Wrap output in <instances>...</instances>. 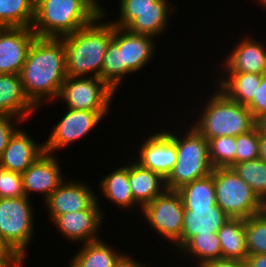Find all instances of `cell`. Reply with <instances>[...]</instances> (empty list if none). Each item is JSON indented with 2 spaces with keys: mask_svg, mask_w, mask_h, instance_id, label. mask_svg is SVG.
Instances as JSON below:
<instances>
[{
  "mask_svg": "<svg viewBox=\"0 0 266 267\" xmlns=\"http://www.w3.org/2000/svg\"><path fill=\"white\" fill-rule=\"evenodd\" d=\"M19 75L26 97L37 109L45 101L57 99L67 77L63 40L36 37Z\"/></svg>",
  "mask_w": 266,
  "mask_h": 267,
  "instance_id": "1",
  "label": "cell"
},
{
  "mask_svg": "<svg viewBox=\"0 0 266 267\" xmlns=\"http://www.w3.org/2000/svg\"><path fill=\"white\" fill-rule=\"evenodd\" d=\"M104 13L98 0H36L32 30L40 38H61Z\"/></svg>",
  "mask_w": 266,
  "mask_h": 267,
  "instance_id": "2",
  "label": "cell"
},
{
  "mask_svg": "<svg viewBox=\"0 0 266 267\" xmlns=\"http://www.w3.org/2000/svg\"><path fill=\"white\" fill-rule=\"evenodd\" d=\"M105 14L104 9V13L90 25L61 37L66 50L67 76L86 77L90 74L102 79L104 55L113 39V24L100 21Z\"/></svg>",
  "mask_w": 266,
  "mask_h": 267,
  "instance_id": "3",
  "label": "cell"
},
{
  "mask_svg": "<svg viewBox=\"0 0 266 267\" xmlns=\"http://www.w3.org/2000/svg\"><path fill=\"white\" fill-rule=\"evenodd\" d=\"M207 101L202 115L192 124L206 140L222 136L236 137L257 125L247 106L229 99L218 88Z\"/></svg>",
  "mask_w": 266,
  "mask_h": 267,
  "instance_id": "4",
  "label": "cell"
},
{
  "mask_svg": "<svg viewBox=\"0 0 266 267\" xmlns=\"http://www.w3.org/2000/svg\"><path fill=\"white\" fill-rule=\"evenodd\" d=\"M183 137L173 134L177 161L168 177L166 188L178 190L184 184L206 177L213 167L209 157V143L192 125Z\"/></svg>",
  "mask_w": 266,
  "mask_h": 267,
  "instance_id": "5",
  "label": "cell"
},
{
  "mask_svg": "<svg viewBox=\"0 0 266 267\" xmlns=\"http://www.w3.org/2000/svg\"><path fill=\"white\" fill-rule=\"evenodd\" d=\"M217 205L231 218L246 219L265 210V203L232 168L213 169Z\"/></svg>",
  "mask_w": 266,
  "mask_h": 267,
  "instance_id": "6",
  "label": "cell"
},
{
  "mask_svg": "<svg viewBox=\"0 0 266 267\" xmlns=\"http://www.w3.org/2000/svg\"><path fill=\"white\" fill-rule=\"evenodd\" d=\"M119 4L120 18L111 22L114 26L153 37L167 30L169 12L175 9L167 0H120Z\"/></svg>",
  "mask_w": 266,
  "mask_h": 267,
  "instance_id": "7",
  "label": "cell"
},
{
  "mask_svg": "<svg viewBox=\"0 0 266 267\" xmlns=\"http://www.w3.org/2000/svg\"><path fill=\"white\" fill-rule=\"evenodd\" d=\"M32 202L26 196L0 198V233L24 259L34 236Z\"/></svg>",
  "mask_w": 266,
  "mask_h": 267,
  "instance_id": "8",
  "label": "cell"
},
{
  "mask_svg": "<svg viewBox=\"0 0 266 267\" xmlns=\"http://www.w3.org/2000/svg\"><path fill=\"white\" fill-rule=\"evenodd\" d=\"M116 92L99 77L67 76L57 100H64L67 108L93 112H109Z\"/></svg>",
  "mask_w": 266,
  "mask_h": 267,
  "instance_id": "9",
  "label": "cell"
},
{
  "mask_svg": "<svg viewBox=\"0 0 266 267\" xmlns=\"http://www.w3.org/2000/svg\"><path fill=\"white\" fill-rule=\"evenodd\" d=\"M149 224L166 240L176 244L182 234L185 208L177 190L166 189L142 208Z\"/></svg>",
  "mask_w": 266,
  "mask_h": 267,
  "instance_id": "10",
  "label": "cell"
},
{
  "mask_svg": "<svg viewBox=\"0 0 266 267\" xmlns=\"http://www.w3.org/2000/svg\"><path fill=\"white\" fill-rule=\"evenodd\" d=\"M108 112H93L67 108L62 119L51 130L44 144V152L52 154L90 134Z\"/></svg>",
  "mask_w": 266,
  "mask_h": 267,
  "instance_id": "11",
  "label": "cell"
},
{
  "mask_svg": "<svg viewBox=\"0 0 266 267\" xmlns=\"http://www.w3.org/2000/svg\"><path fill=\"white\" fill-rule=\"evenodd\" d=\"M36 37L32 28H0V74H20Z\"/></svg>",
  "mask_w": 266,
  "mask_h": 267,
  "instance_id": "12",
  "label": "cell"
},
{
  "mask_svg": "<svg viewBox=\"0 0 266 267\" xmlns=\"http://www.w3.org/2000/svg\"><path fill=\"white\" fill-rule=\"evenodd\" d=\"M96 200L88 209L57 216L52 222L65 239L85 243L99 240L103 211Z\"/></svg>",
  "mask_w": 266,
  "mask_h": 267,
  "instance_id": "13",
  "label": "cell"
},
{
  "mask_svg": "<svg viewBox=\"0 0 266 267\" xmlns=\"http://www.w3.org/2000/svg\"><path fill=\"white\" fill-rule=\"evenodd\" d=\"M113 40L121 50L122 80L126 74L140 71L154 55V37L145 34H135L126 28L113 25Z\"/></svg>",
  "mask_w": 266,
  "mask_h": 267,
  "instance_id": "14",
  "label": "cell"
},
{
  "mask_svg": "<svg viewBox=\"0 0 266 267\" xmlns=\"http://www.w3.org/2000/svg\"><path fill=\"white\" fill-rule=\"evenodd\" d=\"M151 135L139 146L141 150L136 162L166 179L177 161V149L173 142V133L166 129V131Z\"/></svg>",
  "mask_w": 266,
  "mask_h": 267,
  "instance_id": "15",
  "label": "cell"
},
{
  "mask_svg": "<svg viewBox=\"0 0 266 267\" xmlns=\"http://www.w3.org/2000/svg\"><path fill=\"white\" fill-rule=\"evenodd\" d=\"M23 191L29 198L30 193H41L46 200L65 180L58 159L44 152L22 174Z\"/></svg>",
  "mask_w": 266,
  "mask_h": 267,
  "instance_id": "16",
  "label": "cell"
},
{
  "mask_svg": "<svg viewBox=\"0 0 266 267\" xmlns=\"http://www.w3.org/2000/svg\"><path fill=\"white\" fill-rule=\"evenodd\" d=\"M98 197L79 181L63 182L46 200V206L53 221L57 216L88 209Z\"/></svg>",
  "mask_w": 266,
  "mask_h": 267,
  "instance_id": "17",
  "label": "cell"
},
{
  "mask_svg": "<svg viewBox=\"0 0 266 267\" xmlns=\"http://www.w3.org/2000/svg\"><path fill=\"white\" fill-rule=\"evenodd\" d=\"M218 205L209 208H185L179 250L195 235H211L230 219Z\"/></svg>",
  "mask_w": 266,
  "mask_h": 267,
  "instance_id": "18",
  "label": "cell"
},
{
  "mask_svg": "<svg viewBox=\"0 0 266 267\" xmlns=\"http://www.w3.org/2000/svg\"><path fill=\"white\" fill-rule=\"evenodd\" d=\"M32 139L29 134L18 128L0 156V167L22 174L44 153V144H37Z\"/></svg>",
  "mask_w": 266,
  "mask_h": 267,
  "instance_id": "19",
  "label": "cell"
},
{
  "mask_svg": "<svg viewBox=\"0 0 266 267\" xmlns=\"http://www.w3.org/2000/svg\"><path fill=\"white\" fill-rule=\"evenodd\" d=\"M240 42V43H239ZM224 61L226 72H246L262 75L266 72V47L246 37L239 41Z\"/></svg>",
  "mask_w": 266,
  "mask_h": 267,
  "instance_id": "20",
  "label": "cell"
},
{
  "mask_svg": "<svg viewBox=\"0 0 266 267\" xmlns=\"http://www.w3.org/2000/svg\"><path fill=\"white\" fill-rule=\"evenodd\" d=\"M38 110L26 97L19 74H0V113L22 121Z\"/></svg>",
  "mask_w": 266,
  "mask_h": 267,
  "instance_id": "21",
  "label": "cell"
},
{
  "mask_svg": "<svg viewBox=\"0 0 266 267\" xmlns=\"http://www.w3.org/2000/svg\"><path fill=\"white\" fill-rule=\"evenodd\" d=\"M128 181L134 201L141 209L167 189L165 179L160 174L144 168L136 161L129 165Z\"/></svg>",
  "mask_w": 266,
  "mask_h": 267,
  "instance_id": "22",
  "label": "cell"
},
{
  "mask_svg": "<svg viewBox=\"0 0 266 267\" xmlns=\"http://www.w3.org/2000/svg\"><path fill=\"white\" fill-rule=\"evenodd\" d=\"M228 76L221 77L216 84L231 100L247 106L256 95L257 86L261 83V75L246 72H226Z\"/></svg>",
  "mask_w": 266,
  "mask_h": 267,
  "instance_id": "23",
  "label": "cell"
},
{
  "mask_svg": "<svg viewBox=\"0 0 266 267\" xmlns=\"http://www.w3.org/2000/svg\"><path fill=\"white\" fill-rule=\"evenodd\" d=\"M222 258L245 261L248 257L244 219L230 218L217 232Z\"/></svg>",
  "mask_w": 266,
  "mask_h": 267,
  "instance_id": "24",
  "label": "cell"
},
{
  "mask_svg": "<svg viewBox=\"0 0 266 267\" xmlns=\"http://www.w3.org/2000/svg\"><path fill=\"white\" fill-rule=\"evenodd\" d=\"M109 246L101 238L84 243L73 256L69 267H113L123 253Z\"/></svg>",
  "mask_w": 266,
  "mask_h": 267,
  "instance_id": "25",
  "label": "cell"
},
{
  "mask_svg": "<svg viewBox=\"0 0 266 267\" xmlns=\"http://www.w3.org/2000/svg\"><path fill=\"white\" fill-rule=\"evenodd\" d=\"M128 178L129 162L126 166L114 169L100 182L103 196L112 203L119 205L120 208L134 207L133 205L137 204L134 201Z\"/></svg>",
  "mask_w": 266,
  "mask_h": 267,
  "instance_id": "26",
  "label": "cell"
},
{
  "mask_svg": "<svg viewBox=\"0 0 266 267\" xmlns=\"http://www.w3.org/2000/svg\"><path fill=\"white\" fill-rule=\"evenodd\" d=\"M177 191L184 208H209L217 205L213 170L210 175L184 184Z\"/></svg>",
  "mask_w": 266,
  "mask_h": 267,
  "instance_id": "27",
  "label": "cell"
},
{
  "mask_svg": "<svg viewBox=\"0 0 266 267\" xmlns=\"http://www.w3.org/2000/svg\"><path fill=\"white\" fill-rule=\"evenodd\" d=\"M36 0H0V28H31Z\"/></svg>",
  "mask_w": 266,
  "mask_h": 267,
  "instance_id": "28",
  "label": "cell"
},
{
  "mask_svg": "<svg viewBox=\"0 0 266 267\" xmlns=\"http://www.w3.org/2000/svg\"><path fill=\"white\" fill-rule=\"evenodd\" d=\"M266 203V161L260 158L239 162L231 167Z\"/></svg>",
  "mask_w": 266,
  "mask_h": 267,
  "instance_id": "29",
  "label": "cell"
},
{
  "mask_svg": "<svg viewBox=\"0 0 266 267\" xmlns=\"http://www.w3.org/2000/svg\"><path fill=\"white\" fill-rule=\"evenodd\" d=\"M198 259L199 264L222 258L220 239L217 233L211 235H195L181 249ZM196 256V257H195Z\"/></svg>",
  "mask_w": 266,
  "mask_h": 267,
  "instance_id": "30",
  "label": "cell"
},
{
  "mask_svg": "<svg viewBox=\"0 0 266 267\" xmlns=\"http://www.w3.org/2000/svg\"><path fill=\"white\" fill-rule=\"evenodd\" d=\"M248 255L266 254V211L244 219Z\"/></svg>",
  "mask_w": 266,
  "mask_h": 267,
  "instance_id": "31",
  "label": "cell"
},
{
  "mask_svg": "<svg viewBox=\"0 0 266 267\" xmlns=\"http://www.w3.org/2000/svg\"><path fill=\"white\" fill-rule=\"evenodd\" d=\"M209 157L213 169L231 168L236 164L235 137L222 136L208 140Z\"/></svg>",
  "mask_w": 266,
  "mask_h": 267,
  "instance_id": "32",
  "label": "cell"
},
{
  "mask_svg": "<svg viewBox=\"0 0 266 267\" xmlns=\"http://www.w3.org/2000/svg\"><path fill=\"white\" fill-rule=\"evenodd\" d=\"M102 80L115 92L122 82V58L118 44L112 39L104 55Z\"/></svg>",
  "mask_w": 266,
  "mask_h": 267,
  "instance_id": "33",
  "label": "cell"
},
{
  "mask_svg": "<svg viewBox=\"0 0 266 267\" xmlns=\"http://www.w3.org/2000/svg\"><path fill=\"white\" fill-rule=\"evenodd\" d=\"M236 164L259 158V128L257 125L250 131L235 137Z\"/></svg>",
  "mask_w": 266,
  "mask_h": 267,
  "instance_id": "34",
  "label": "cell"
},
{
  "mask_svg": "<svg viewBox=\"0 0 266 267\" xmlns=\"http://www.w3.org/2000/svg\"><path fill=\"white\" fill-rule=\"evenodd\" d=\"M22 175L0 167V198L22 197Z\"/></svg>",
  "mask_w": 266,
  "mask_h": 267,
  "instance_id": "35",
  "label": "cell"
},
{
  "mask_svg": "<svg viewBox=\"0 0 266 267\" xmlns=\"http://www.w3.org/2000/svg\"><path fill=\"white\" fill-rule=\"evenodd\" d=\"M247 108L256 121L266 115V72L261 75V83L257 86L256 95Z\"/></svg>",
  "mask_w": 266,
  "mask_h": 267,
  "instance_id": "36",
  "label": "cell"
},
{
  "mask_svg": "<svg viewBox=\"0 0 266 267\" xmlns=\"http://www.w3.org/2000/svg\"><path fill=\"white\" fill-rule=\"evenodd\" d=\"M23 260L0 233V267H22Z\"/></svg>",
  "mask_w": 266,
  "mask_h": 267,
  "instance_id": "37",
  "label": "cell"
},
{
  "mask_svg": "<svg viewBox=\"0 0 266 267\" xmlns=\"http://www.w3.org/2000/svg\"><path fill=\"white\" fill-rule=\"evenodd\" d=\"M14 120L22 122L21 119L12 115L0 113V156L7 147L10 137L18 129L14 126V123H12Z\"/></svg>",
  "mask_w": 266,
  "mask_h": 267,
  "instance_id": "38",
  "label": "cell"
},
{
  "mask_svg": "<svg viewBox=\"0 0 266 267\" xmlns=\"http://www.w3.org/2000/svg\"><path fill=\"white\" fill-rule=\"evenodd\" d=\"M205 267H247L245 261L219 258L216 260H211L203 264Z\"/></svg>",
  "mask_w": 266,
  "mask_h": 267,
  "instance_id": "39",
  "label": "cell"
},
{
  "mask_svg": "<svg viewBox=\"0 0 266 267\" xmlns=\"http://www.w3.org/2000/svg\"><path fill=\"white\" fill-rule=\"evenodd\" d=\"M130 256H127V254H122L119 259L115 262L113 267H148L145 264H142L135 261L133 258H129Z\"/></svg>",
  "mask_w": 266,
  "mask_h": 267,
  "instance_id": "40",
  "label": "cell"
},
{
  "mask_svg": "<svg viewBox=\"0 0 266 267\" xmlns=\"http://www.w3.org/2000/svg\"><path fill=\"white\" fill-rule=\"evenodd\" d=\"M245 263L247 267H266V254L248 255Z\"/></svg>",
  "mask_w": 266,
  "mask_h": 267,
  "instance_id": "41",
  "label": "cell"
},
{
  "mask_svg": "<svg viewBox=\"0 0 266 267\" xmlns=\"http://www.w3.org/2000/svg\"><path fill=\"white\" fill-rule=\"evenodd\" d=\"M259 158L266 161V133L259 130Z\"/></svg>",
  "mask_w": 266,
  "mask_h": 267,
  "instance_id": "42",
  "label": "cell"
},
{
  "mask_svg": "<svg viewBox=\"0 0 266 267\" xmlns=\"http://www.w3.org/2000/svg\"><path fill=\"white\" fill-rule=\"evenodd\" d=\"M257 127L262 133H266V115L257 120Z\"/></svg>",
  "mask_w": 266,
  "mask_h": 267,
  "instance_id": "43",
  "label": "cell"
},
{
  "mask_svg": "<svg viewBox=\"0 0 266 267\" xmlns=\"http://www.w3.org/2000/svg\"><path fill=\"white\" fill-rule=\"evenodd\" d=\"M198 267H205L203 264H199V265H197Z\"/></svg>",
  "mask_w": 266,
  "mask_h": 267,
  "instance_id": "44",
  "label": "cell"
}]
</instances>
